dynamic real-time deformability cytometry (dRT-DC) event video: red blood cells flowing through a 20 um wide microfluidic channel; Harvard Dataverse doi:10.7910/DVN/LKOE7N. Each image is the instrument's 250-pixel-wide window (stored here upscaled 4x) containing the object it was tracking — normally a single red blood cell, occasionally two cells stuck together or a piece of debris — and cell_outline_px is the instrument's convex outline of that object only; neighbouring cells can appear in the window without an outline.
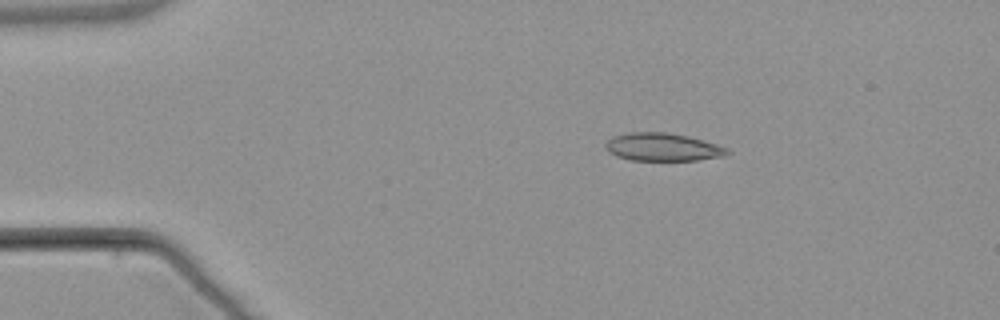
{"species": "common noctule bat (a hibernating species)", "species_latin": "Nyctalus noctula", "temperature_condition": "warm", "stored_images_in_passage": 4, "camera_frame_rate_fps": 3000, "um_per_image_px": 0.085, "animal": {"sex": "male", "body_mass_g": 21.5, "forearm_length_mm": 52.0}, "frame": {"image": 1, "passage_image": 3, "time_ms": 2.333, "image_size_px": [1000, 320], "cell_outline_px": [[732, 152], [720, 156], [696, 160], [632, 160], [616, 156], [608, 152], [604, 148], [604, 144], [612, 136], [628, 132], [664, 132], [688, 136], [704, 140], [728, 148]], "centroid_in_image_um": [56.28, 12.49], "position_along_channel_um": 28.7, "area_um2": 19.83}}
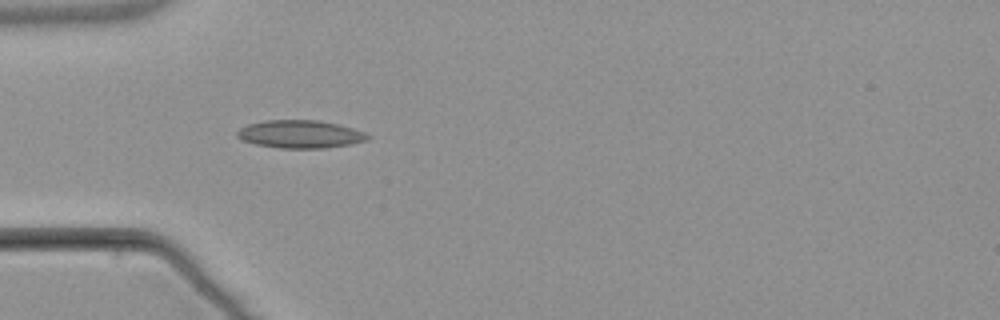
{"frame": {"image": 2, "passage_image": 4, "time_ms": 4.667, "image_size_px": [1000, 320], "cell_outline_px": [[372, 136], [368, 140], [348, 144], [324, 148], [280, 148], [256, 144], [244, 140], [236, 136], [236, 132], [240, 128], [248, 124], [268, 120], [316, 120], [336, 124], [352, 128], [364, 132]], "centroid_in_image_um": [25.51, 11.4], "position_along_channel_um": 59.5, "area_um2": 20.98}}